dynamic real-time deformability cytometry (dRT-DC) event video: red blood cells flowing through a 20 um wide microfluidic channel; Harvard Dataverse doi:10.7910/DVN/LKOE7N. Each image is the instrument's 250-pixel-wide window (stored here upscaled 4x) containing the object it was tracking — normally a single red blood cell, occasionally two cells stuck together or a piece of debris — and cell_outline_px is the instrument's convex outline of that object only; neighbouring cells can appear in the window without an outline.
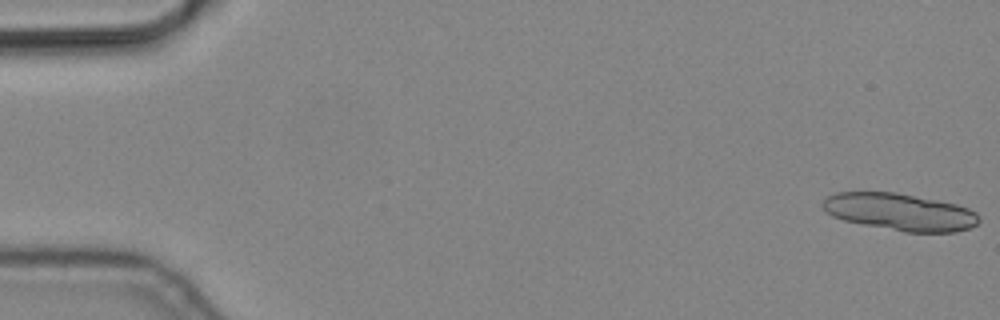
{"species": "common noctule bat (a hibernating species)", "species_latin": "Nyctalus noctula", "temperature_condition": "cold", "stored_images_in_passage": 5, "camera_frame_rate_fps": 3000, "um_per_image_px": 0.085, "animal": {"sex": "male", "body_mass_g": 19.2, "forearm_length_mm": 51.8}, "frame": {"image": 1, "passage_image": 1, "time_ms": 0.0, "image_size_px": [1000, 320], "cell_outline_px": [[980, 220], [972, 228], [956, 232], [904, 232], [844, 220], [832, 216], [820, 204], [828, 196], [836, 192], [896, 192], [956, 204], [968, 208], [976, 212], [980, 216]], "centroid_in_image_um": [76.53, 18.02], "position_along_channel_um": 8.5, "area_um2": 33.76}}